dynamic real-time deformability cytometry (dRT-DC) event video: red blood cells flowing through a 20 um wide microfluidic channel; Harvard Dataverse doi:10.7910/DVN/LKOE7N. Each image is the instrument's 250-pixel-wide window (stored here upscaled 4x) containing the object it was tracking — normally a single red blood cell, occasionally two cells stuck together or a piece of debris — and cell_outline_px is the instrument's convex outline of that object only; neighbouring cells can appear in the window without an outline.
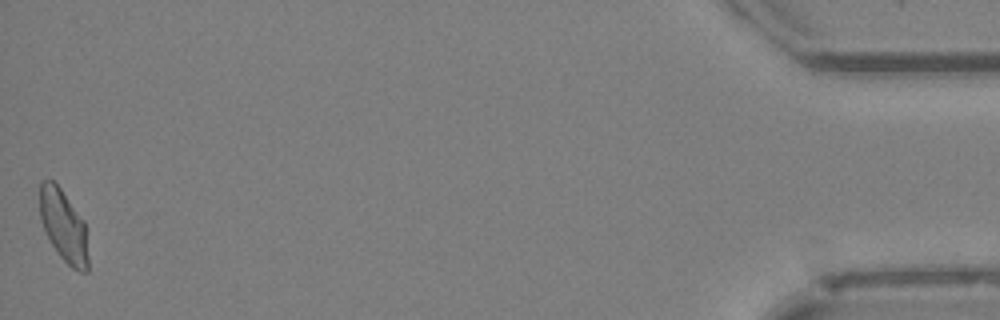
{"species": "Egyptian fruit bat (a non-hibernating species)", "species_latin": "Rousettus aegyptiacus", "temperature_condition": "cold", "stored_images_in_passage": 38, "camera_frame_rate_fps": 3000, "um_per_image_px": 0.085, "animal": {"sex": "female"}, "frame": {"image": 1, "passage_image": 38, "time_ms": 12.333, "image_size_px": [1000, 320], "cell_outline_px": [[88, 272], [80, 272], [72, 268], [60, 256], [52, 244], [40, 220], [40, 184], [44, 180], [52, 180], [60, 188], [84, 220], [88, 256]], "centroid_in_image_um": [5.42, 19.22], "position_along_channel_um": 429.8, "area_um2": 20.06}}